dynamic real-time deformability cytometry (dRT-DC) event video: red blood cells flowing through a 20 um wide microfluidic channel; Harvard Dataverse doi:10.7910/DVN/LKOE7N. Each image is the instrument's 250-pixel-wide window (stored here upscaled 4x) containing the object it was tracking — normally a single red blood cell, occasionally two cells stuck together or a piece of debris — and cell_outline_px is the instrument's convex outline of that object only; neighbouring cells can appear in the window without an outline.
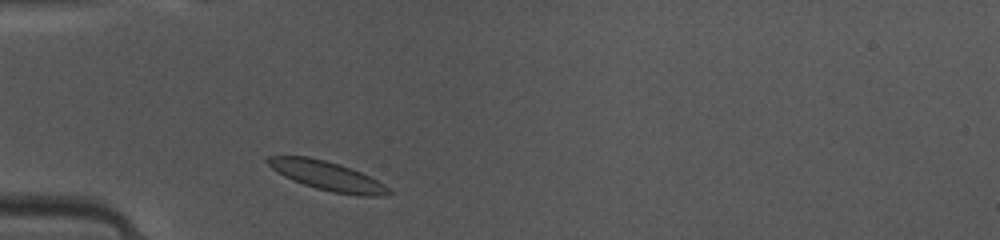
{"species": "common noctule bat (a hibernating species)", "species_latin": "Nyctalus noctula", "temperature_condition": "warm", "stored_images_in_passage": 35, "camera_frame_rate_fps": 3000, "um_per_image_px": 0.085, "animal": {"sex": "female", "body_mass_g": 10.0, "forearm_length_mm": 53.1}, "frame": {"image": 1, "passage_image": 1, "time_ms": 0.0, "image_size_px": [1000, 240], "cell_outline_px": [[392, 192], [380, 196], [356, 196], [332, 192], [316, 188], [292, 180], [284, 176], [272, 168], [264, 160], [268, 156], [308, 156], [340, 164], [360, 172], [384, 184]], "centroid_in_image_um": [27.79, 14.94], "position_along_channel_um": 57.2, "area_um2": 20.35}}
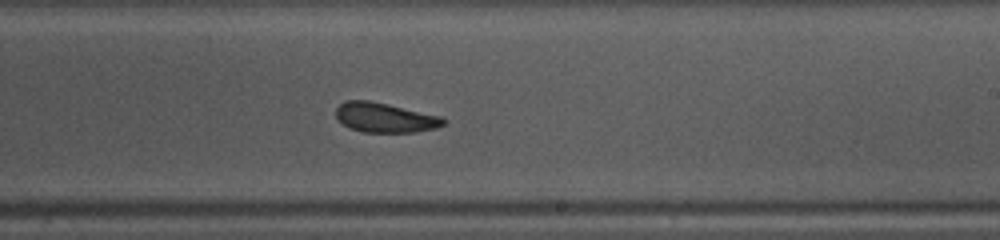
{"frame": {"image": 2, "passage_image": 16, "time_ms": 5.0, "image_size_px": [1000, 240], "cell_outline_px": [[448, 120], [444, 124], [436, 128], [416, 132], [364, 132], [348, 128], [336, 120], [336, 108], [344, 100], [368, 100], [388, 104], [440, 116]], "centroid_in_image_um": [32.68, 10.0], "position_along_channel_um": 256.3, "area_um2": 18.73}}
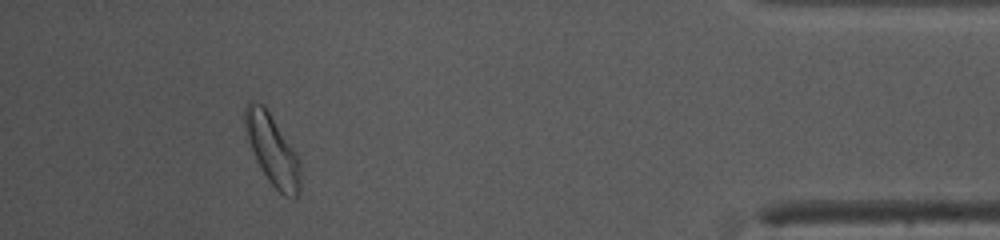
{"frame": {"image": 3, "passage_image": 31, "time_ms": 10.0, "image_size_px": [1000, 240], "cell_outline_px": [[300, 188], [296, 196], [284, 196], [268, 180], [256, 160], [244, 124], [244, 108], [248, 100], [256, 100], [264, 104], [300, 160]], "centroid_in_image_um": [23.13, 12.68], "position_along_channel_um": 412.1, "area_um2": 22.31}, "authors_computed_cell_mechanics": {"area_um2": 19.1896, "velocity_mm_per_s": 4.1038, "shape_relaxation_time_tau1_ms": 3.2877, "shape_relaxation_time_tau2_ms": 1.5076, "deformation_change_tau1": 0.1135, "deformation_change_tau2": 0.0842}}